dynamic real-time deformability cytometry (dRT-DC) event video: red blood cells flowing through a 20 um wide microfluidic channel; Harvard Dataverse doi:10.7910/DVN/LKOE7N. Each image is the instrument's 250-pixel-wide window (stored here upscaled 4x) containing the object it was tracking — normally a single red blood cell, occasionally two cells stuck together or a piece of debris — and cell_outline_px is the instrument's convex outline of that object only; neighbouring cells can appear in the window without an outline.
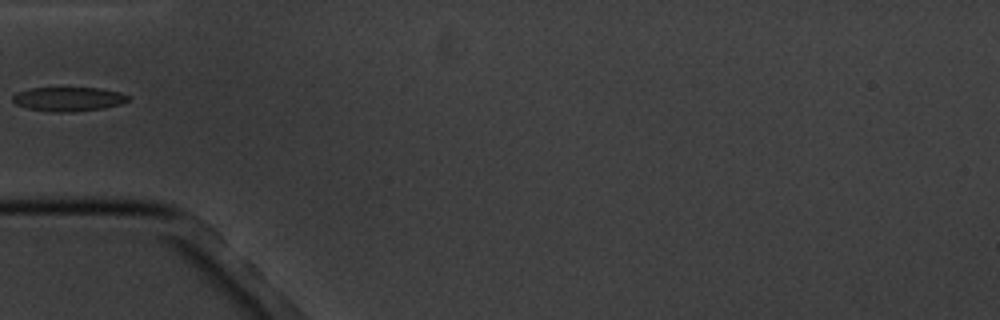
{"species": "common noctule bat (a hibernating species)", "species_latin": "Nyctalus noctula", "temperature_condition": "cold", "stored_images_in_passage": 6, "camera_frame_rate_fps": 3000, "um_per_image_px": 0.085, "animal": {"sex": "male", "body_mass_g": 20.1, "forearm_length_mm": 53.5}, "frame": {"image": 1, "passage_image": 6, "time_ms": 5.667, "image_size_px": [1000, 320], "cell_outline_px": [[132, 96], [128, 100], [120, 104], [104, 108], [72, 112], [52, 112], [28, 108], [16, 104], [12, 100], [12, 96], [16, 92], [28, 88], [100, 88], [120, 92]], "centroid_in_image_um": [5.82, 8.42], "position_along_channel_um": 79.2, "area_um2": 16.36}}